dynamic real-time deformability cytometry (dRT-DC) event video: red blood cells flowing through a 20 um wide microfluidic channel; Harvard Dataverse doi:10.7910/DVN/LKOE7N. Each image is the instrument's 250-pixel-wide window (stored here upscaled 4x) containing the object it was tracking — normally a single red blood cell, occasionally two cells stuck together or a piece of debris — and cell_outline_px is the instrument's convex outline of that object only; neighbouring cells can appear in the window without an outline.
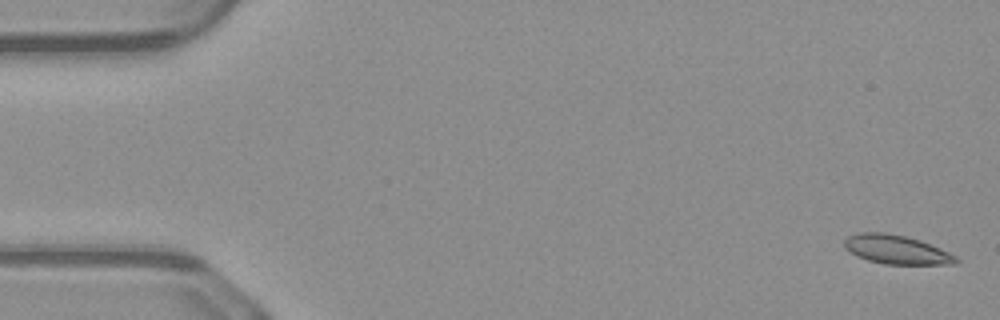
{"species": "common noctule bat (a hibernating species)", "species_latin": "Nyctalus noctula", "temperature_condition": "warm", "stored_images_in_passage": 50, "camera_frame_rate_fps": 3000, "um_per_image_px": 0.085, "animal": {"sex": "male", "body_mass_g": 23.1, "forearm_length_mm": 52.7}, "frame": {"image": 1, "passage_image": 1, "time_ms": 0.0, "image_size_px": [1000, 320], "cell_outline_px": [[960, 260], [956, 264], [884, 264], [868, 260], [856, 256], [844, 248], [844, 240], [848, 236], [860, 232], [884, 232], [904, 236], [920, 240], [940, 248], [956, 256]], "centroid_in_image_um": [76.18, 21.21], "position_along_channel_um": 8.8, "area_um2": 18.84}}
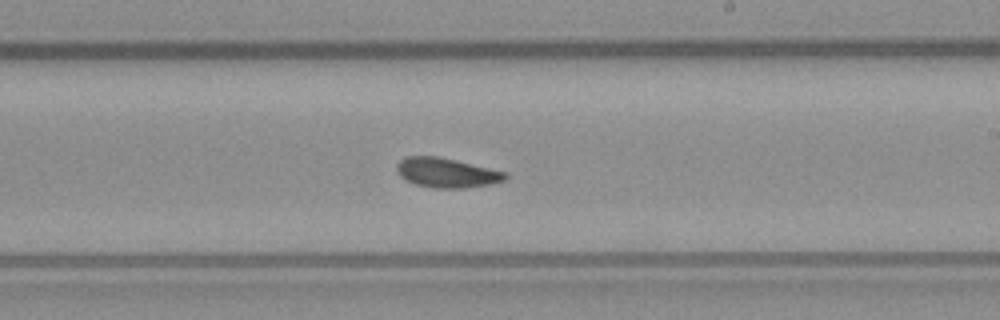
{"frame": {"image": 2, "passage_image": 29, "time_ms": 9.333, "image_size_px": [1000, 320], "cell_outline_px": [[508, 176], [504, 180], [488, 184], [464, 188], [432, 188], [416, 184], [400, 176], [396, 168], [396, 164], [400, 160], [408, 156], [440, 156], [508, 172]], "centroid_in_image_um": [37.97, 14.67], "position_along_channel_um": 251.0, "area_um2": 18.73}}
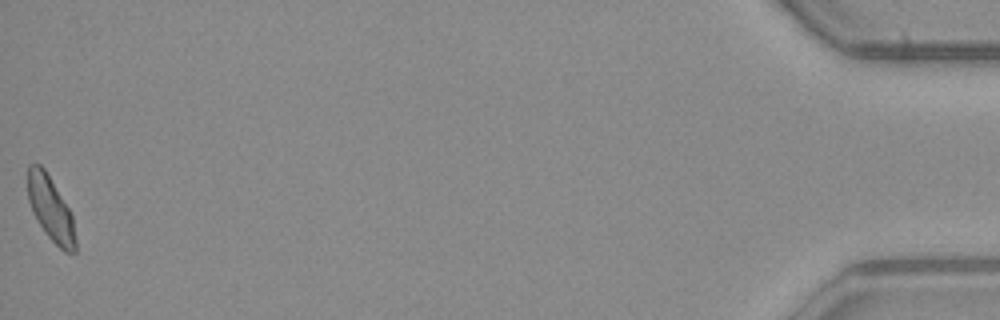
{"frame": {"image": 3, "passage_image": 50, "time_ms": 16.333, "image_size_px": [1000, 320], "cell_outline_px": [[76, 252], [64, 252], [44, 232], [32, 212], [28, 200], [28, 164], [40, 164], [44, 168], [68, 208], [72, 216], [76, 240]], "centroid_in_image_um": [4.29, 17.76], "position_along_channel_um": 430.9, "area_um2": 17.69}, "authors_computed_cell_mechanics": {"area_um2": 18.5538, "velocity_mm_per_s": 4.1053, "shape_relaxation_time_tau1_ms": 7.3479, "shape_relaxation_time_tau2_ms": 4.7408, "deformation_change_tau1": 0.1723, "deformation_change_tau2": 0.1113}}